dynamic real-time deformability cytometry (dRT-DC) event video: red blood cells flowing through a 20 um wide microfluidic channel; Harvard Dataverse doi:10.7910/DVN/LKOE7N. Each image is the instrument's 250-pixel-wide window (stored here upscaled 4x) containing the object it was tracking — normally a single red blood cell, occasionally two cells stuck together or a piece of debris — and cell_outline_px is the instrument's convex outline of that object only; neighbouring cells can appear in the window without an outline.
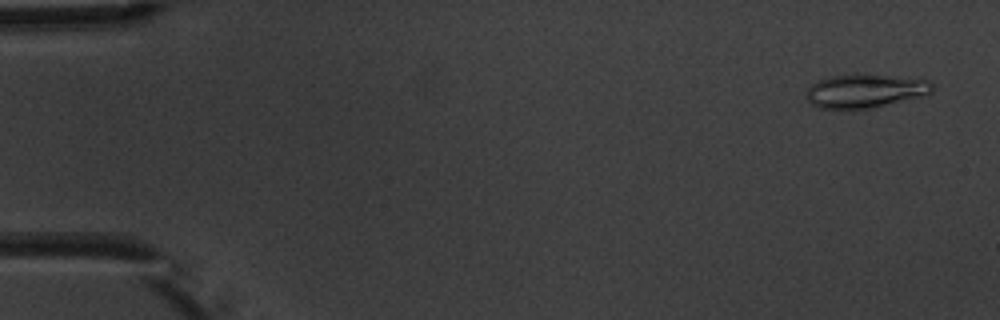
{"species": "common noctule bat (a hibernating species)", "species_latin": "Nyctalus noctula", "temperature_condition": "warm", "stored_images_in_passage": 6, "camera_frame_rate_fps": 3000, "um_per_image_px": 0.085, "animal": {"sex": "male", "body_mass_g": 20.1, "forearm_length_mm": 53.5}, "frame": {"image": 1, "passage_image": 1, "time_ms": 0.0, "image_size_px": [1000, 320], "cell_outline_px": [[932, 92], [924, 96], [872, 108], [848, 112], [820, 108], [812, 104], [804, 96], [808, 88], [812, 84], [820, 80], [832, 76], [856, 72], [928, 80], [932, 84]], "centroid_in_image_um": [73.48, 7.75], "position_along_channel_um": 11.5, "area_um2": 25.61}}
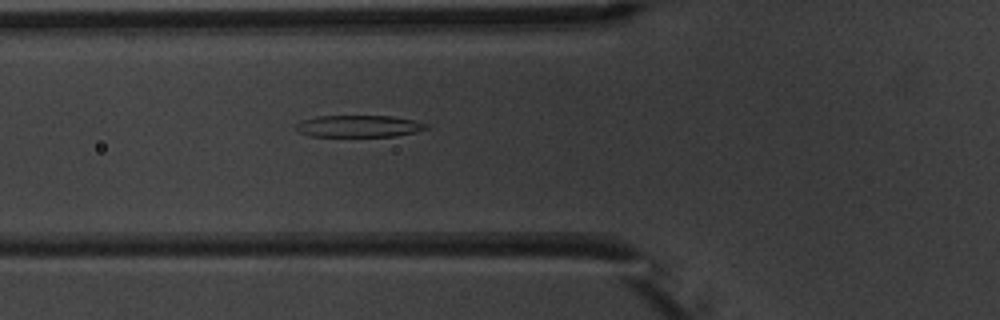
{"frame": {"image": 2, "passage_image": 6, "time_ms": 5.667, "image_size_px": [1000, 320], "cell_outline_px": [[428, 128], [416, 132], [392, 136], [312, 136], [300, 132], [292, 128], [292, 124], [300, 120], [316, 116], [392, 116], [412, 120], [428, 124]], "centroid_in_image_um": [30.41, 10.72], "position_along_channel_um": 95.4, "area_um2": 16.7}}